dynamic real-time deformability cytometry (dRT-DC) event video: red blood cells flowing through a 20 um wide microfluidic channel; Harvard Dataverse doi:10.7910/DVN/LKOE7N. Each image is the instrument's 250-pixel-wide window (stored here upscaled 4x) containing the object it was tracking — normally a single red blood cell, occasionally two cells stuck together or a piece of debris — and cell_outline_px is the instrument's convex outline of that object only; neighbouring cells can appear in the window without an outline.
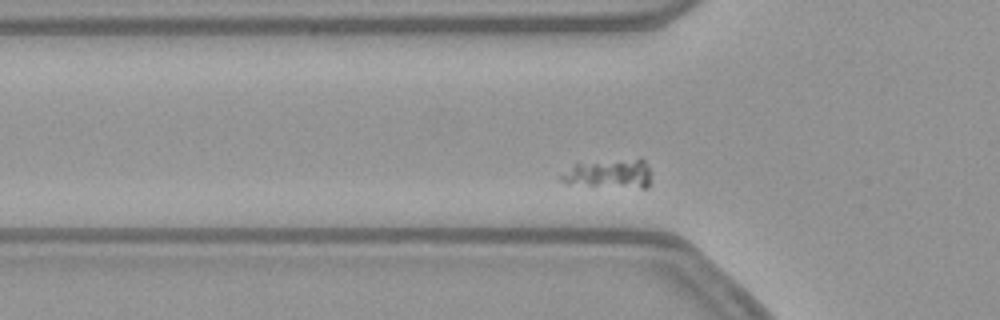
{"species": "common noctule bat (a hibernating species)", "species_latin": "Nyctalus noctula", "temperature_condition": "warm", "stored_images_in_passage": 42, "segment_of_instrument_passage": [1, 2], "camera_frame_rate_fps": 3000, "um_per_image_px": 0.085, "animal": {"sex": "female", "body_mass_g": 21.9}, "frame": {"image": 1, "passage_image": 2, "time_ms": 0.333, "image_size_px": [1000, 320], "cell_outline_px": [[648, 188], [640, 188], [568, 184], [560, 180], [560, 176], [576, 164], [640, 156], [644, 160], [648, 168]], "centroid_in_image_um": [51.83, 14.74], "position_along_channel_um": 74.0, "area_um2": 15.2}}
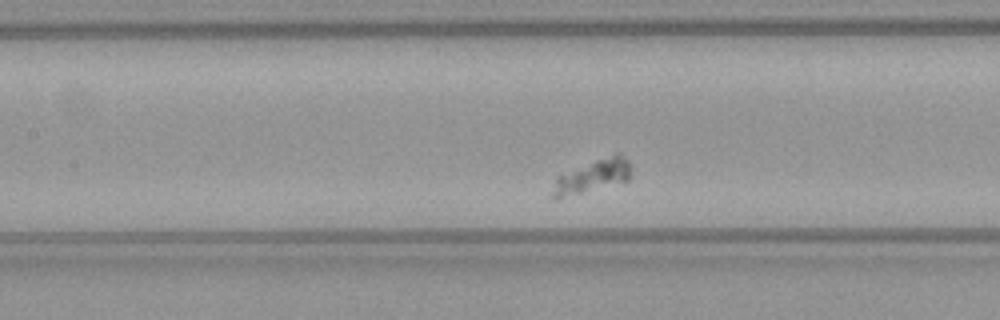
{"frame": {"image": 2, "passage_image": 9, "time_ms": 2.667, "image_size_px": [1000, 320], "cell_outline_px": [[632, 176], [628, 180], [556, 200], [552, 196], [552, 192], [556, 176], [616, 152], [620, 152], [632, 164]], "centroid_in_image_um": [50.41, 14.97], "position_along_channel_um": 157.0, "area_um2": 15.2}}
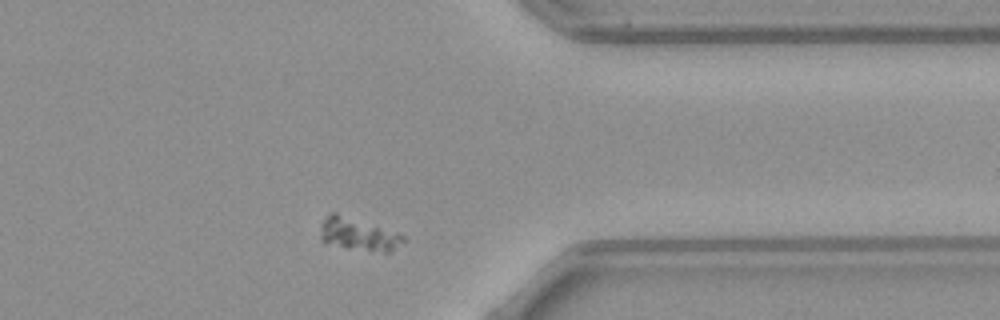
{"frame": {"image": 3, "passage_image": 29, "time_ms": 9.333, "image_size_px": [1000, 320], "cell_outline_px": [[408, 240], [388, 252], [384, 252], [348, 248], [324, 244], [320, 240], [320, 224], [332, 212], [336, 212], [400, 232]], "centroid_in_image_um": [30.47, 19.91], "position_along_channel_um": 380.9, "area_um2": 16.18}}